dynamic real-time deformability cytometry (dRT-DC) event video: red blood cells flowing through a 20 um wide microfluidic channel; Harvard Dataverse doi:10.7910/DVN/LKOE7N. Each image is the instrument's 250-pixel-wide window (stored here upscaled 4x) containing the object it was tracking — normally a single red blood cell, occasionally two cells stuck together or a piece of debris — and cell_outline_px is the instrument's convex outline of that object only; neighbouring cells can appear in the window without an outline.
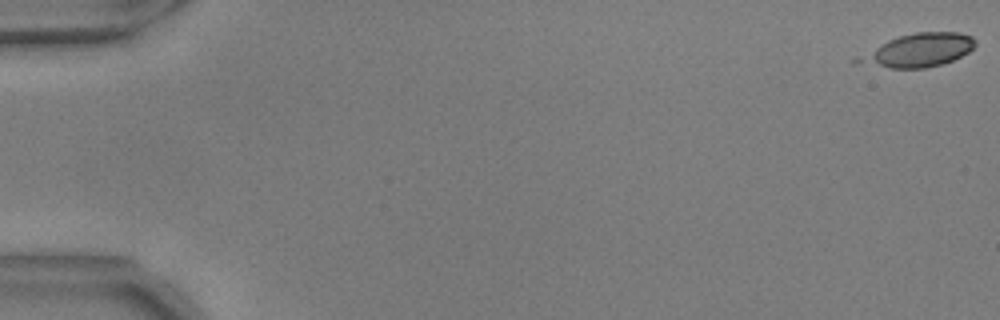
{"species": "common noctule bat (a hibernating species)", "species_latin": "Nyctalus noctula", "temperature_condition": "warm", "stored_images_in_passage": 8, "camera_frame_rate_fps": 3000, "um_per_image_px": 0.085, "animal": {"sex": "male", "body_mass_g": 17.9, "forearm_length_mm": 54.2}, "frame": {"image": 1, "passage_image": 1, "time_ms": 0.0, "image_size_px": [1000, 320], "cell_outline_px": [[976, 44], [968, 52], [944, 64], [924, 68], [892, 68], [880, 64], [872, 60], [876, 48], [888, 40], [900, 36], [916, 32], [960, 32], [972, 36], [976, 40]], "centroid_in_image_um": [78.48, 4.21], "position_along_channel_um": 6.5, "area_um2": 20.58}}